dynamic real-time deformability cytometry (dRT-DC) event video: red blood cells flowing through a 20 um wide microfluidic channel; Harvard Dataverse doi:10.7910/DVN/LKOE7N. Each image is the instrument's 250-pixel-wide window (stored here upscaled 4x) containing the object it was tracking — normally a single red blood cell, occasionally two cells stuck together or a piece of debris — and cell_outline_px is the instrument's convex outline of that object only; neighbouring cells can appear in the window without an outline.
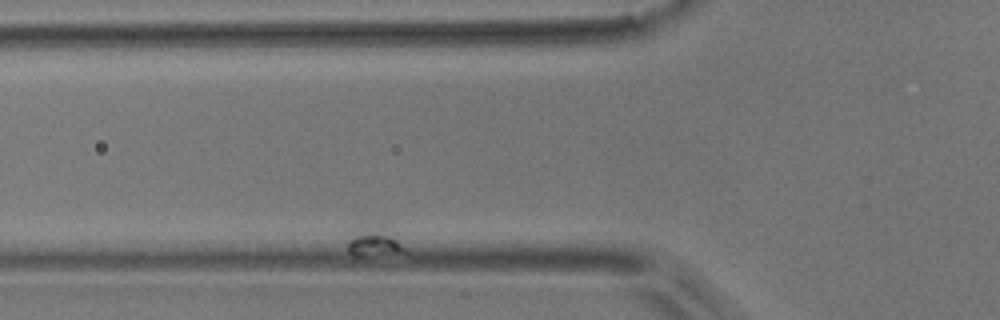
{"species": "common noctule bat (a hibernating species)", "species_latin": "Nyctalus noctula", "temperature_condition": "room temperature", "stored_images_in_passage": 59, "camera_frame_rate_fps": 3000, "um_per_image_px": 0.085, "animal": {"sex": "male", "body_mass_g": 17.9}, "frame": {"image": 1, "passage_image": 6, "time_ms": 1.667, "image_size_px": [1000, 320], "cell_outline_px": [[404, 248], [396, 252], [360, 256], [356, 256], [348, 252], [348, 244], [360, 220], [388, 220]], "centroid_in_image_um": [31.79, 20.3], "position_along_channel_um": 94.0, "area_um2": 10.92}}